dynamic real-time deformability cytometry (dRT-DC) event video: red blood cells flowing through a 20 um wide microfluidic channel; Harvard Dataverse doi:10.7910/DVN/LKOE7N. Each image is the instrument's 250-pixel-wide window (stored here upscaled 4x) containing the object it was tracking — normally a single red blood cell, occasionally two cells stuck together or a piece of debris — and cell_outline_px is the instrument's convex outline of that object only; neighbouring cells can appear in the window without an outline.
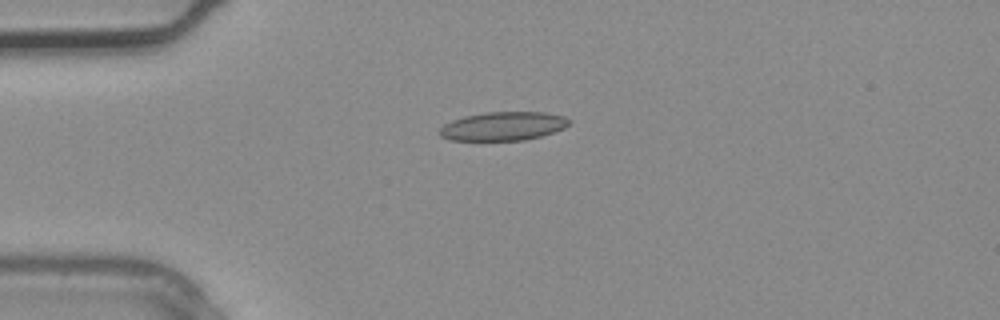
{"species": "common noctule bat (a hibernating species)", "species_latin": "Nyctalus noctula", "temperature_condition": "warm", "stored_images_in_passage": 2, "camera_frame_rate_fps": 3000, "um_per_image_px": 0.085, "animal": {"sex": "male", "body_mass_g": 20.4}, "frame": {"image": 1, "passage_image": 2, "time_ms": 0.333, "image_size_px": [1000, 320], "cell_outline_px": [[572, 120], [564, 128], [540, 136], [524, 140], [448, 140], [440, 136], [436, 132], [444, 124], [452, 120], [464, 116], [484, 112], [544, 112], [564, 116]], "centroid_in_image_um": [42.73, 10.72], "position_along_channel_um": 42.3, "area_um2": 21.73}}